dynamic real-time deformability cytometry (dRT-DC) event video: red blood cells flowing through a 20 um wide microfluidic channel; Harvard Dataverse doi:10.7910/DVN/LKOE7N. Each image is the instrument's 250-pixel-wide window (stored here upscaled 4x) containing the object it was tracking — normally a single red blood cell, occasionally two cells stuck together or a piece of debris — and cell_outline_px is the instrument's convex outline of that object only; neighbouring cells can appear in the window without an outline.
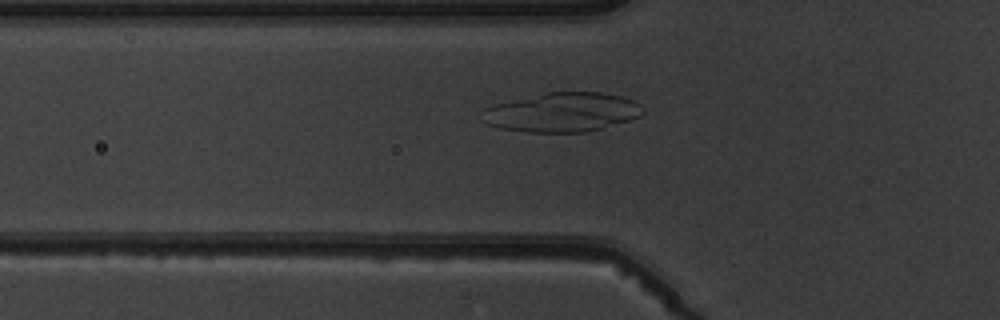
{"species": "common noctule bat (a hibernating species)", "species_latin": "Nyctalus noctula", "temperature_condition": "warm", "stored_images_in_passage": 6, "camera_frame_rate_fps": 3000, "um_per_image_px": 0.085, "animal": {"sex": "male", "body_mass_g": 19.5, "forearm_length_mm": 54.6}, "frame": {"image": 1, "passage_image": 6, "time_ms": 6.667, "image_size_px": [1000, 320], "cell_outline_px": [[644, 112], [640, 116], [628, 120], [600, 128], [584, 132], [528, 132], [500, 128], [488, 124], [480, 120], [484, 108], [492, 104], [548, 92], [600, 92], [620, 96], [632, 100], [640, 104]], "centroid_in_image_um": [47.73, 9.54], "position_along_channel_um": 78.1, "area_um2": 36.59}}